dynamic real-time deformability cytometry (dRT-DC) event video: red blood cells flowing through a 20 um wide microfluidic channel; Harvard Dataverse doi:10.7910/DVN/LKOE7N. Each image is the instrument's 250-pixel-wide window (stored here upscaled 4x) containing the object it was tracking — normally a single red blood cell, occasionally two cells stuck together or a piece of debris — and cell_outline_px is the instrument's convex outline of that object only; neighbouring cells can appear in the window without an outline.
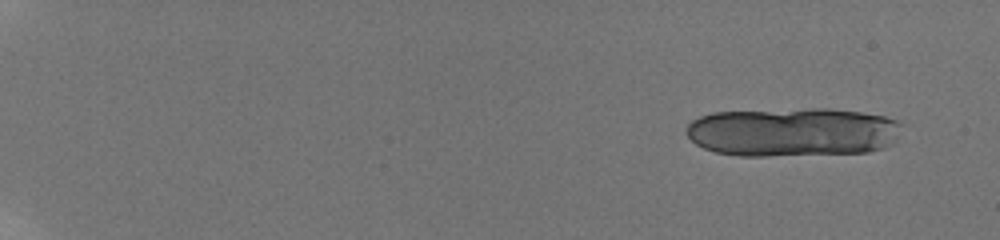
{"species": "human", "species_latin": "Homo sapiens", "temperature_condition": "room temperature", "stored_images_in_passage": 18, "camera_frame_rate_fps": 3000, "um_per_image_px": 0.085, "donor": {"sex": "male"}, "frame": {"image": 1, "passage_image": 1, "time_ms": 0.0, "image_size_px": [1000, 240], "cell_outline_px": [[900, 124], [896, 136], [892, 144], [884, 148], [868, 152], [768, 156], [740, 156], [716, 152], [704, 148], [696, 144], [684, 132], [688, 124], [692, 120], [700, 116], [712, 112], [812, 108], [828, 108], [860, 112], [884, 116], [896, 120]], "centroid_in_image_um": [67.33, 11.22], "position_along_channel_um": 17.7, "area_um2": 61.67}}